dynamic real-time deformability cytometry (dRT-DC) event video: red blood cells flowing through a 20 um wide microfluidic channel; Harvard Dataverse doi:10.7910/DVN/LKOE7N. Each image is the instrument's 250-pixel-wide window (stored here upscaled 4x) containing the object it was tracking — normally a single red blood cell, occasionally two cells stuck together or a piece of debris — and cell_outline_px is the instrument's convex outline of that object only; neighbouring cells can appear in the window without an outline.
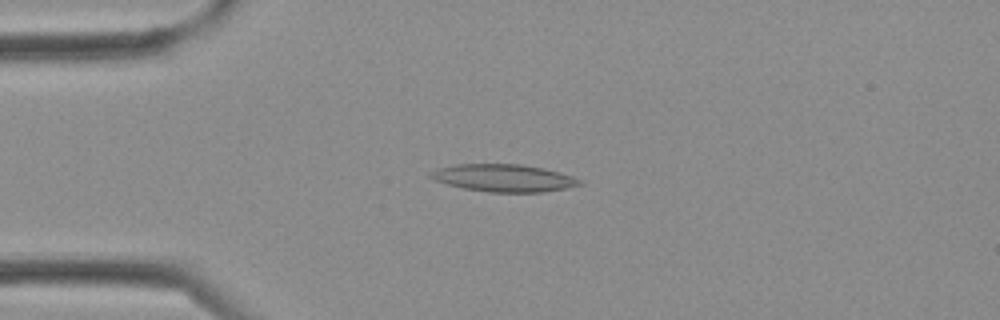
{"species": "Egyptian fruit bat (a non-hibernating species)", "species_latin": "Rousettus aegyptiacus", "temperature_condition": "cold", "stored_images_in_passage": 2, "camera_frame_rate_fps": 3000, "um_per_image_px": 0.085, "frame": {"image": 1, "passage_image": 2, "time_ms": 0.333, "image_size_px": [1000, 320], "cell_outline_px": [[584, 184], [544, 192], [488, 192], [464, 188], [448, 184], [436, 180], [428, 176], [428, 172], [436, 168], [456, 164], [520, 164], [544, 168], [560, 172], [584, 180]], "centroid_in_image_um": [42.83, 15.12], "position_along_channel_um": 42.2, "area_um2": 23.93}}